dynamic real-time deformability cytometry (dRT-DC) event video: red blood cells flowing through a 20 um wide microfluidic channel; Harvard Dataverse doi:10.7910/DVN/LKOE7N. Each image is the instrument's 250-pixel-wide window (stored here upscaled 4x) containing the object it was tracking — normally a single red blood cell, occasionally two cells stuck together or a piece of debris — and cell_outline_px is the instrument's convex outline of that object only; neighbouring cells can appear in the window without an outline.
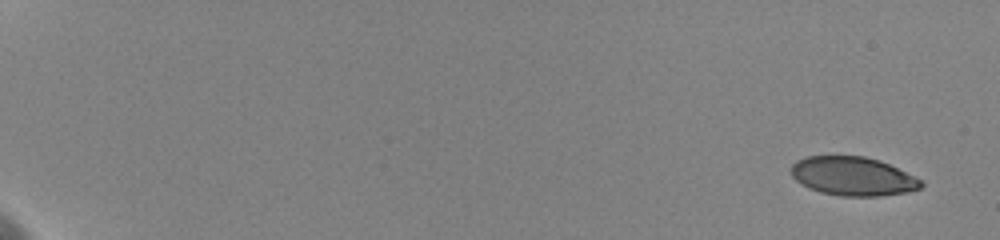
{"species": "human", "species_latin": "Homo sapiens", "temperature_condition": "cold", "stored_images_in_passage": 11, "camera_frame_rate_fps": 3000, "um_per_image_px": 0.085, "donor": {"sex": "female"}, "frame": {"image": 1, "passage_image": 1, "time_ms": 0.0, "image_size_px": [1000, 240], "cell_outline_px": [[924, 184], [920, 188], [908, 192], [880, 196], [840, 196], [820, 192], [796, 180], [792, 176], [788, 168], [796, 160], [808, 156], [864, 156], [888, 164], [924, 180]], "centroid_in_image_um": [72.5, 14.98], "position_along_channel_um": 12.5, "area_um2": 29.36}}
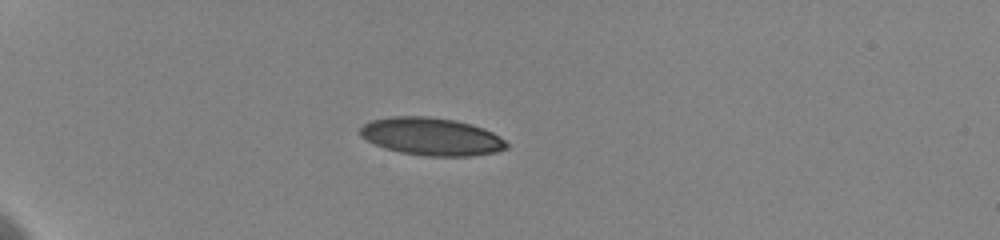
{"frame": {"image": 2, "passage_image": 7, "time_ms": 5.333, "image_size_px": [1000, 240], "cell_outline_px": [[508, 148], [496, 152], [472, 156], [424, 156], [400, 152], [384, 148], [360, 136], [360, 128], [364, 124], [372, 120], [392, 116], [428, 116], [456, 120], [472, 124], [484, 128], [500, 136], [508, 144]], "centroid_in_image_um": [36.7, 11.6], "position_along_channel_um": 48.3, "area_um2": 32.31}}